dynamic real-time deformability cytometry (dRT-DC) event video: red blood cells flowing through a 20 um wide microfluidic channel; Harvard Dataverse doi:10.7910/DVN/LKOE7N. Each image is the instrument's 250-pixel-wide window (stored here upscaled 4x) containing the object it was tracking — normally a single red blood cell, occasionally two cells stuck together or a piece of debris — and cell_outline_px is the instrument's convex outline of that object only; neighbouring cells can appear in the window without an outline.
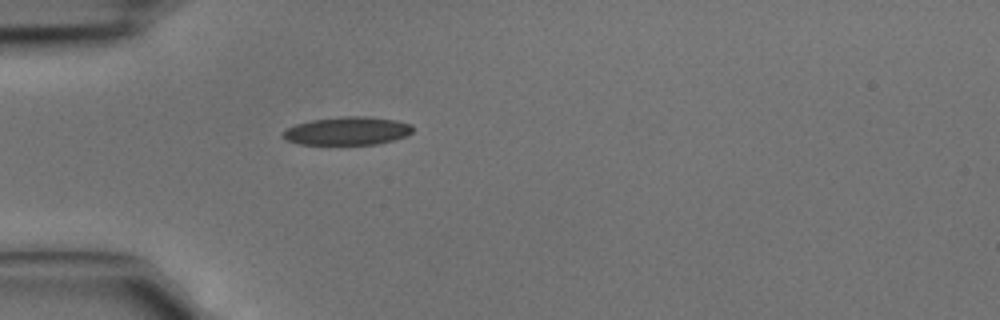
{"species": "common noctule bat (a hibernating species)", "species_latin": "Nyctalus noctula", "temperature_condition": "cold", "stored_images_in_passage": 1, "camera_frame_rate_fps": 3000, "um_per_image_px": 0.085, "animal": {"sex": "male", "body_mass_g": 15.6}, "frame": {"image": 1, "passage_image": 1, "time_ms": 0.0, "image_size_px": [1000, 320], "cell_outline_px": [[412, 132], [404, 136], [392, 140], [376, 144], [300, 144], [288, 140], [280, 136], [280, 132], [296, 124], [312, 120], [344, 116], [368, 116], [396, 120], [412, 124]], "centroid_in_image_um": [29.5, 11.12], "position_along_channel_um": 55.5, "area_um2": 21.21}}